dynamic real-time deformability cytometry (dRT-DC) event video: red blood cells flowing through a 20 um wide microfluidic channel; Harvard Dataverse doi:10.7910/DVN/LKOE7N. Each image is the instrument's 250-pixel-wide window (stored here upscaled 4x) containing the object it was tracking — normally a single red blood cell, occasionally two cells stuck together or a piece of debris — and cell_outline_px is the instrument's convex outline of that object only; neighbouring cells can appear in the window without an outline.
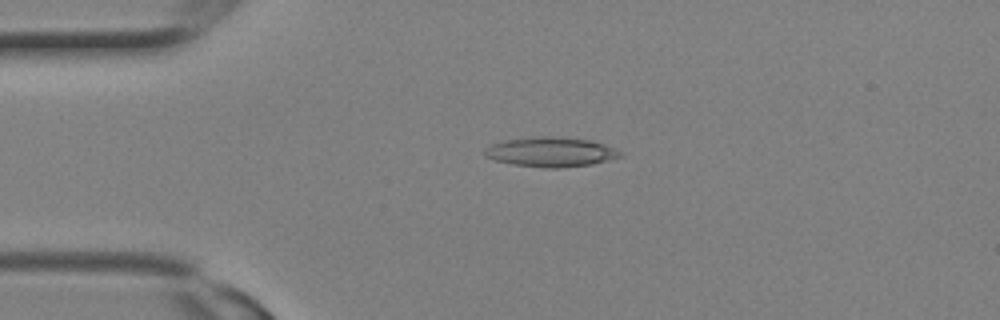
{"species": "Egyptian fruit bat (a non-hibernating species)", "species_latin": "Rousettus aegyptiacus", "temperature_condition": "room temperature", "stored_images_in_passage": 2, "camera_frame_rate_fps": 3000, "um_per_image_px": 0.085, "animal": {"sex": "female"}, "frame": {"image": 1, "passage_image": 2, "time_ms": 0.333, "image_size_px": [1000, 320], "cell_outline_px": [[624, 156], [592, 164], [560, 168], [544, 168], [512, 164], [496, 160], [484, 156], [484, 148], [492, 144], [504, 140], [540, 136], [552, 136], [592, 140], [604, 144], [624, 152]], "centroid_in_image_um": [46.85, 12.92], "position_along_channel_um": 38.2, "area_um2": 23.58}}